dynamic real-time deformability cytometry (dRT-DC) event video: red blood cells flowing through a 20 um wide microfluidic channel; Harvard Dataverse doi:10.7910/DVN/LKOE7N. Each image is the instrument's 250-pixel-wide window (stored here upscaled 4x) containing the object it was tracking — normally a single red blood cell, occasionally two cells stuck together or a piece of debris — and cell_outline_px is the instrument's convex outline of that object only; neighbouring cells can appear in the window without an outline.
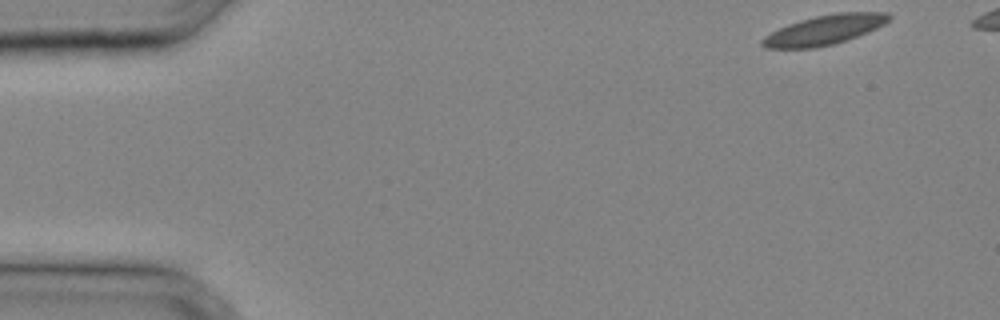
{"species": "common noctule bat (a hibernating species)", "species_latin": "Nyctalus noctula", "temperature_condition": "cold", "stored_images_in_passage": 30, "camera_frame_rate_fps": 3000, "um_per_image_px": 0.085, "animal": {"sex": "male", "body_mass_g": 20.4}, "frame": {"image": 1, "passage_image": 1, "time_ms": 0.0, "image_size_px": [1000, 320], "cell_outline_px": [[892, 20], [868, 32], [832, 44], [816, 48], [768, 48], [760, 44], [760, 40], [764, 36], [788, 24], [800, 20], [816, 16], [836, 12], [888, 12], [892, 16]], "centroid_in_image_um": [70.1, 2.53], "position_along_channel_um": 14.9, "area_um2": 21.79}}
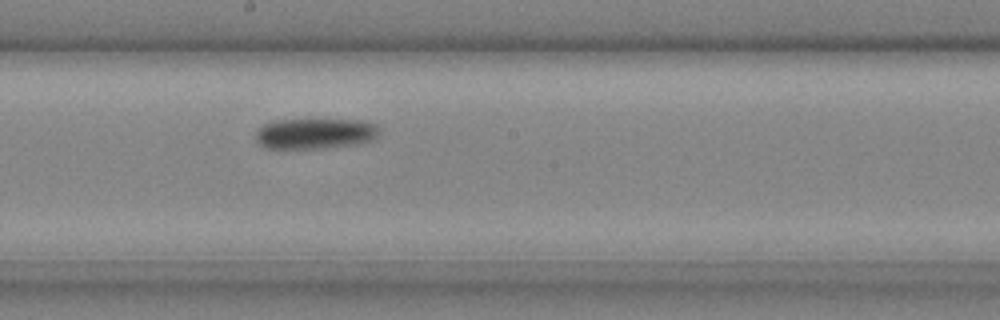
{"frame": {"image": 2, "passage_image": 18, "time_ms": 5.667, "image_size_px": [1000, 320], "cell_outline_px": [[380, 132], [376, 140], [360, 144], [328, 148], [264, 148], [256, 140], [256, 132], [264, 124], [276, 120], [360, 120], [376, 124], [380, 128]], "centroid_in_image_um": [26.86, 11.36], "position_along_channel_um": 221.3, "area_um2": 22.31}}
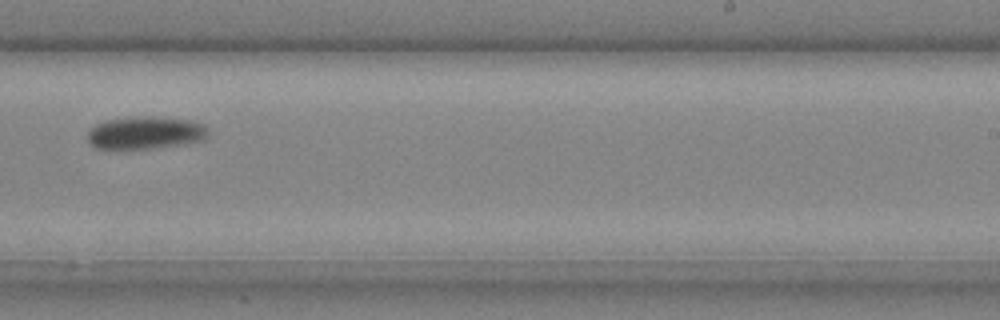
{"frame": {"image": 3, "passage_image": 21, "time_ms": 6.667, "image_size_px": [1000, 320], "cell_outline_px": [[208, 136], [204, 140], [156, 148], [112, 152], [104, 152], [96, 148], [88, 140], [88, 132], [96, 124], [108, 120], [136, 116], [152, 116], [192, 120], [204, 124], [208, 128]], "centroid_in_image_um": [12.32, 11.33], "position_along_channel_um": 276.7, "area_um2": 23.81}}